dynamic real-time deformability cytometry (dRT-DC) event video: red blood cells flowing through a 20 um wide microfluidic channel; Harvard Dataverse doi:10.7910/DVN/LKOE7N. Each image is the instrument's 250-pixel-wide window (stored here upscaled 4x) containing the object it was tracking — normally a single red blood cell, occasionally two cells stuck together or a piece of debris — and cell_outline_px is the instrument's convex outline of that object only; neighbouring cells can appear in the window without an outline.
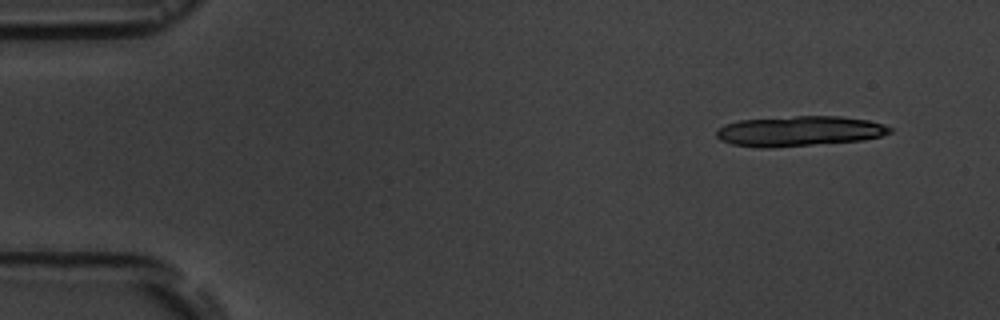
{"species": "common noctule bat (a hibernating species)", "species_latin": "Nyctalus noctula", "temperature_condition": "room temperature", "stored_images_in_passage": 16, "camera_frame_rate_fps": 3000, "um_per_image_px": 0.085, "animal": {"sex": "male", "body_mass_g": 19.5, "forearm_length_mm": 54.6}, "frame": {"image": 1, "passage_image": 1, "time_ms": 0.0, "image_size_px": [1000, 320], "cell_outline_px": [[892, 132], [880, 136], [864, 140], [772, 148], [760, 148], [732, 144], [720, 140], [716, 136], [716, 128], [724, 124], [740, 120], [796, 116], [840, 116], [868, 120], [884, 124], [892, 128]], "centroid_in_image_um": [67.92, 11.15], "position_along_channel_um": 17.1, "area_um2": 30.69}}
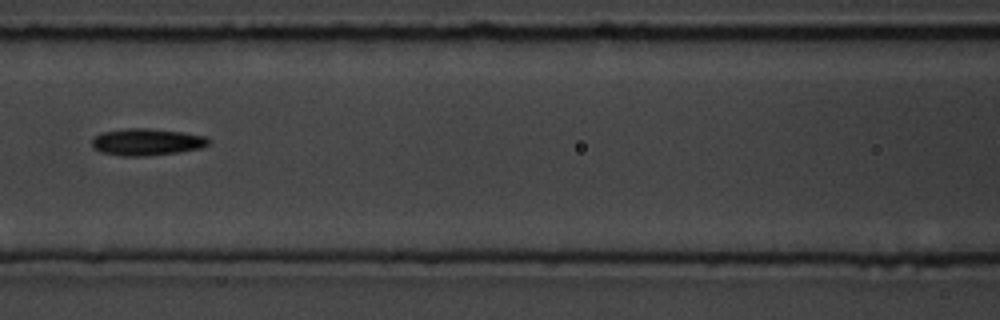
{"frame": {"image": 2, "passage_image": 7, "time_ms": 7.0, "image_size_px": [1000, 320], "cell_outline_px": [[212, 140], [208, 144], [200, 148], [176, 152], [144, 156], [120, 156], [100, 152], [92, 148], [92, 140], [100, 132], [128, 128], [148, 128], [180, 132], [204, 136]], "centroid_in_image_um": [12.42, 12.07], "position_along_channel_um": 154.2, "area_um2": 18.21}}
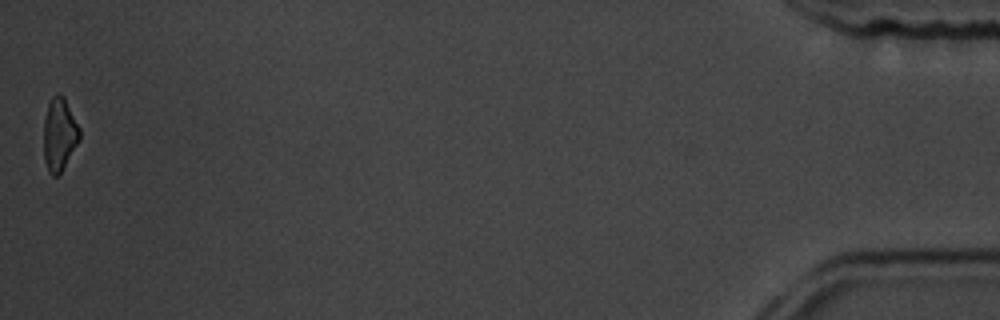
{"frame": {"image": 3, "passage_image": 16, "time_ms": 17.333, "image_size_px": [1000, 320], "cell_outline_px": [[80, 140], [60, 172], [56, 176], [52, 176], [48, 172], [44, 160], [44, 120], [48, 104], [52, 96], [56, 92], [60, 92], [64, 96], [80, 128]], "centroid_in_image_um": [5.05, 11.39], "position_along_channel_um": 430.2, "area_um2": 15.32}, "authors_computed_cell_mechanics": {"area_um2": 17.6001, "velocity_mm_per_s": 3.6224, "shape_relaxation_time_tau1_ms": 1.7094, "shape_relaxation_time_tau2_ms": 4.1158, "deformation_change_tau1": 0.1361, "deformation_change_tau2": 0.1426}}